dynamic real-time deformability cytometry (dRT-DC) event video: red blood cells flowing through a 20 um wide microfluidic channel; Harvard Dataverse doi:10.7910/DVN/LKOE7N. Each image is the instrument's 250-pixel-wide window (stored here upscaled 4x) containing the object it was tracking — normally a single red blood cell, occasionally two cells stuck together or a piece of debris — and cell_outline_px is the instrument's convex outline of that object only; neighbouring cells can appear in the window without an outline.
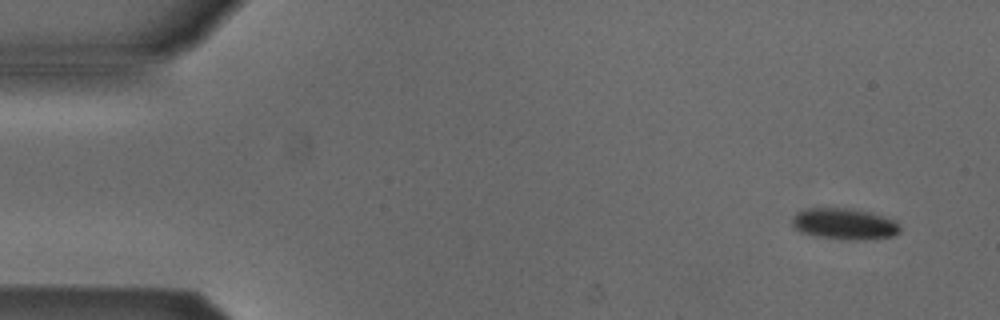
{"species": "Egyptian fruit bat (a non-hibernating species)", "species_latin": "Rousettus aegyptiacus", "temperature_condition": "cold", "stored_images_in_passage": 5, "camera_frame_rate_fps": 3000, "um_per_image_px": 0.085, "animal": {"sex": "male"}, "frame": {"image": 1, "passage_image": 1, "time_ms": 0.0, "image_size_px": [1000, 320], "cell_outline_px": [[900, 232], [892, 236], [864, 240], [848, 240], [816, 236], [804, 232], [796, 228], [792, 224], [792, 216], [796, 212], [804, 208], [848, 208], [872, 212], [896, 220], [900, 228]], "centroid_in_image_um": [71.79, 19.02], "position_along_channel_um": 13.2, "area_um2": 19.77}}
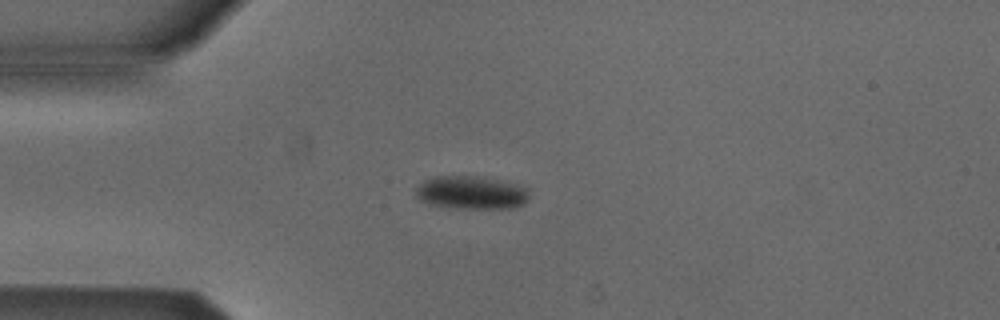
{"frame": {"image": 2, "passage_image": 4, "time_ms": 1.0, "image_size_px": [1000, 320], "cell_outline_px": [[528, 200], [524, 204], [516, 208], [460, 208], [432, 204], [420, 200], [416, 196], [416, 188], [424, 180], [436, 176], [476, 176], [496, 180], [528, 188]], "centroid_in_image_um": [40.06, 16.38], "position_along_channel_um": 44.9, "area_um2": 21.62}}
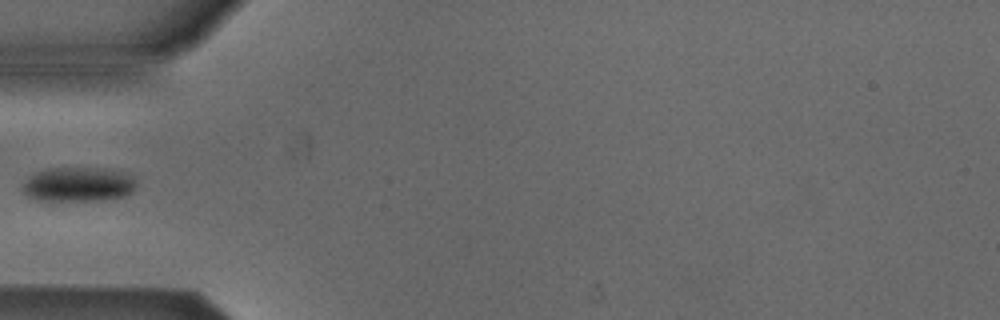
{"frame": {"image": 3, "passage_image": 5, "time_ms": 1.333, "image_size_px": [1000, 320], "cell_outline_px": [[136, 184], [132, 192], [124, 196], [104, 200], [36, 200], [28, 196], [24, 192], [24, 184], [36, 172], [48, 168], [104, 168], [120, 172], [132, 176]], "centroid_in_image_um": [6.68, 15.67], "position_along_channel_um": 78.3, "area_um2": 22.48}}